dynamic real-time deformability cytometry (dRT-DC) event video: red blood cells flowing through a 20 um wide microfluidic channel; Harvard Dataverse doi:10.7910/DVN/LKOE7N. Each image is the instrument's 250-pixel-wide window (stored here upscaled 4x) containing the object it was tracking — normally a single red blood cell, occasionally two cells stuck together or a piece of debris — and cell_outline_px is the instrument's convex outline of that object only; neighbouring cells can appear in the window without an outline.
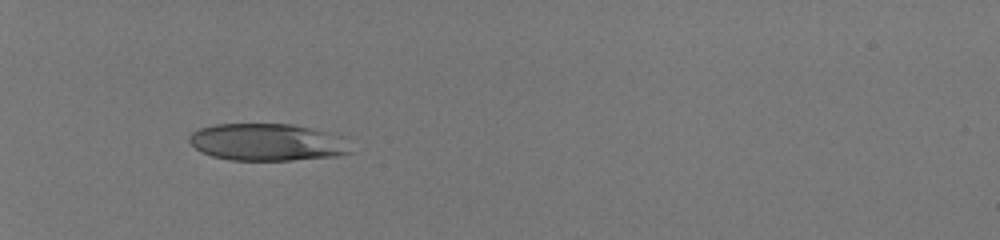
{"species": "human", "species_latin": "Homo sapiens", "temperature_condition": "room temperature", "stored_images_in_passage": 34, "camera_frame_rate_fps": 3000, "um_per_image_px": 0.085, "donor": {"sex": "male"}, "frame": {"image": 1, "passage_image": 1, "time_ms": 0.0, "image_size_px": [1000, 240], "cell_outline_px": [[352, 152], [336, 156], [292, 160], [232, 160], [212, 156], [200, 152], [188, 140], [188, 136], [192, 132], [200, 128], [216, 124], [292, 124], [340, 136]], "centroid_in_image_um": [22.64, 12.09], "position_along_channel_um": 62.4, "area_um2": 34.62}}
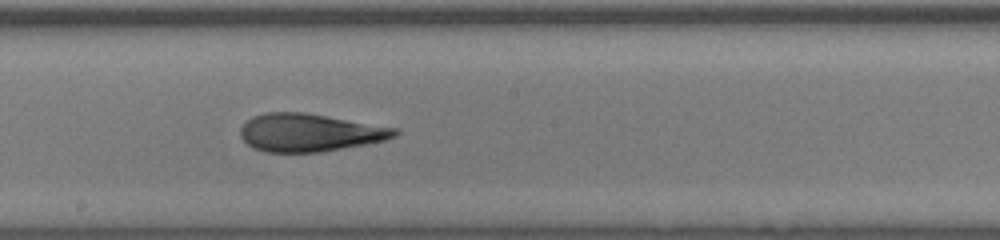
{"frame": {"image": 2, "passage_image": 15, "time_ms": 4.667, "image_size_px": [1000, 240], "cell_outline_px": [[400, 132], [396, 136], [384, 140], [364, 144], [320, 152], [264, 152], [252, 148], [240, 136], [240, 128], [252, 116], [264, 112], [304, 112], [400, 128]], "centroid_in_image_um": [26.31, 11.26], "position_along_channel_um": 221.9, "area_um2": 34.16}}
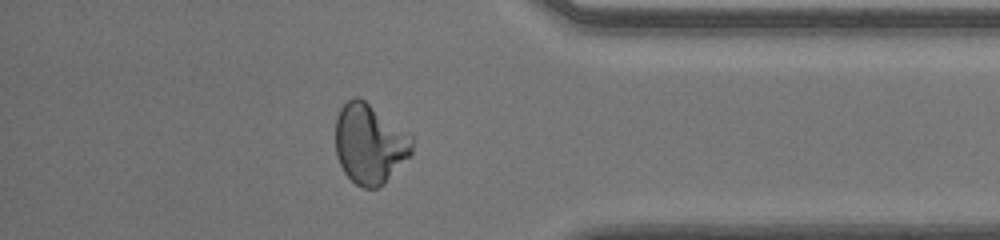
{"frame": {"image": 3, "passage_image": 29, "time_ms": 9.333, "image_size_px": [1000, 240], "cell_outline_px": [[412, 156], [384, 184], [376, 188], [364, 188], [356, 184], [344, 172], [336, 156], [336, 116], [340, 108], [352, 96], [360, 96], [412, 136]], "centroid_in_image_um": [31.43, 12.22], "position_along_channel_um": 403.8, "area_um2": 35.89}, "authors_computed_cell_mechanics": {"area_um2": 34.4777, "velocity_mm_per_s": 4.0828, "shape_relaxation_time_tau1_ms": null, "shape_relaxation_time_tau2_ms": 1.1129, "deformation_change_tau1": null, "deformation_change_tau2": 0.0775}}